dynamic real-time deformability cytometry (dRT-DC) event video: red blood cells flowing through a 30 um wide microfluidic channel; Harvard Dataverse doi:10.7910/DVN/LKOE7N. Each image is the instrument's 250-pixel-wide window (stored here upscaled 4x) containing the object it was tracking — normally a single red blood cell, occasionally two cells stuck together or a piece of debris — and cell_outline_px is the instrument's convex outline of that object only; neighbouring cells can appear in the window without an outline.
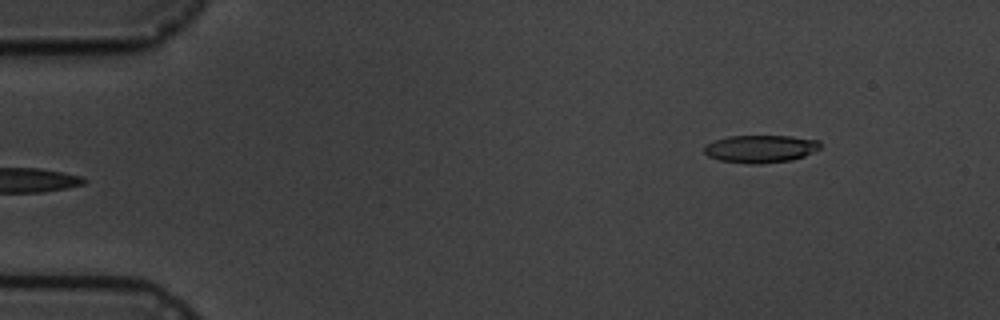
{"species": "common noctule bat (a hibernating species)", "species_latin": "Nyctalus noctula", "temperature_condition": "cold", "stored_images_in_passage": 5, "segment_of_instrument_passage": [2, 2], "camera_frame_rate_fps": 3000, "um_per_image_px": 0.085, "animal": {"sex": "male", "body_mass_g": 19.5, "forearm_length_mm": 54.6}, "frame": {"image": 1, "passage_image": 5, "time_ms": 4.333, "image_size_px": [1000, 320], "cell_outline_px": [[820, 148], [804, 156], [792, 160], [760, 164], [748, 164], [720, 160], [708, 156], [704, 152], [704, 144], [728, 136], [792, 136], [820, 140]], "centroid_in_image_um": [64.64, 12.65], "position_along_channel_um": 20.4, "area_um2": 18.79}}